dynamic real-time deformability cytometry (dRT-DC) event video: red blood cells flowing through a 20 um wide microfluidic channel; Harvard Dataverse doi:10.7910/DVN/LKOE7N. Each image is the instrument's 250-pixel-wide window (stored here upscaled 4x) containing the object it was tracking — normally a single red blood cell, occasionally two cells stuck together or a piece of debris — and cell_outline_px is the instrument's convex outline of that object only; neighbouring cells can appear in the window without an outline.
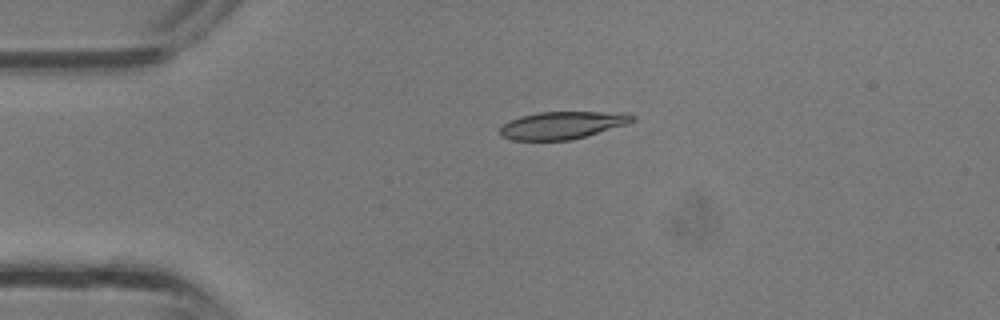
{"species": "common noctule bat (a hibernating species)", "species_latin": "Nyctalus noctula", "temperature_condition": "room temperature", "stored_images_in_passage": 30, "camera_frame_rate_fps": 3000, "um_per_image_px": 0.085, "animal": {"sex": "male", "body_mass_g": 13.3}, "frame": {"image": 1, "passage_image": 1, "time_ms": 0.0, "image_size_px": [1000, 320], "cell_outline_px": [[636, 120], [628, 124], [572, 140], [512, 140], [500, 136], [500, 128], [508, 120], [520, 116], [540, 112], [624, 112], [636, 116]], "centroid_in_image_um": [47.82, 10.64], "position_along_channel_um": 37.2, "area_um2": 21.39}}
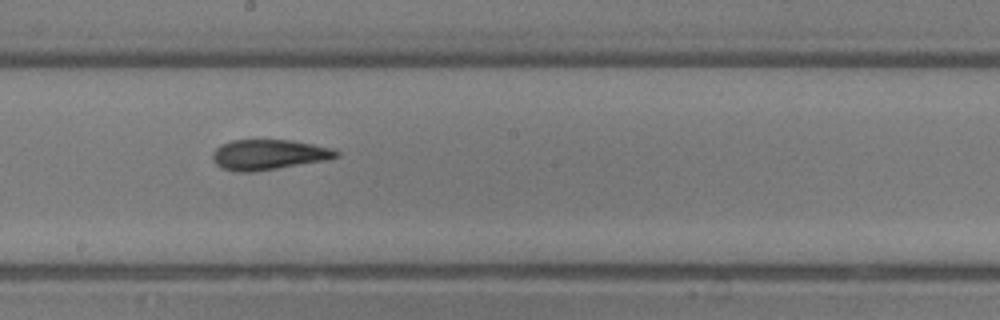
{"frame": {"image": 2, "passage_image": 13, "time_ms": 4.0, "image_size_px": [1000, 320], "cell_outline_px": [[340, 156], [328, 160], [252, 172], [236, 172], [220, 168], [216, 164], [212, 156], [212, 152], [220, 144], [232, 140], [292, 140], [332, 148], [340, 152]], "centroid_in_image_um": [22.83, 13.14], "position_along_channel_um": 225.4, "area_um2": 21.96}}
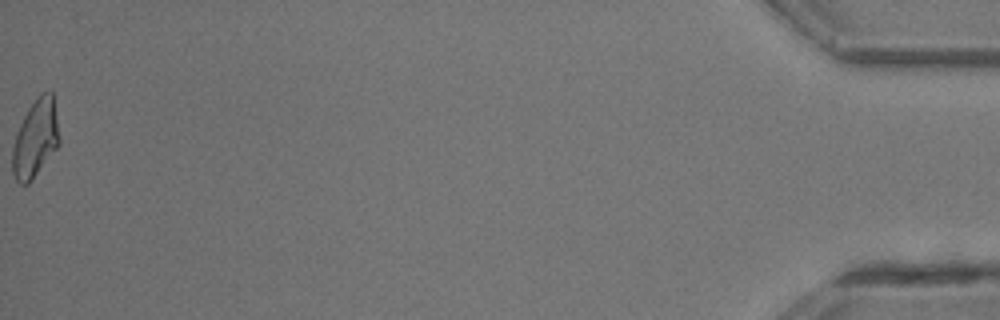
{"frame": {"image": 3, "passage_image": 30, "time_ms": 9.667, "image_size_px": [1000, 320], "cell_outline_px": [[60, 144], [32, 180], [28, 184], [20, 184], [16, 180], [12, 172], [12, 148], [20, 124], [28, 108], [40, 92], [52, 92], [60, 140]], "centroid_in_image_um": [3.01, 11.8], "position_along_channel_um": 432.2, "area_um2": 21.1}}